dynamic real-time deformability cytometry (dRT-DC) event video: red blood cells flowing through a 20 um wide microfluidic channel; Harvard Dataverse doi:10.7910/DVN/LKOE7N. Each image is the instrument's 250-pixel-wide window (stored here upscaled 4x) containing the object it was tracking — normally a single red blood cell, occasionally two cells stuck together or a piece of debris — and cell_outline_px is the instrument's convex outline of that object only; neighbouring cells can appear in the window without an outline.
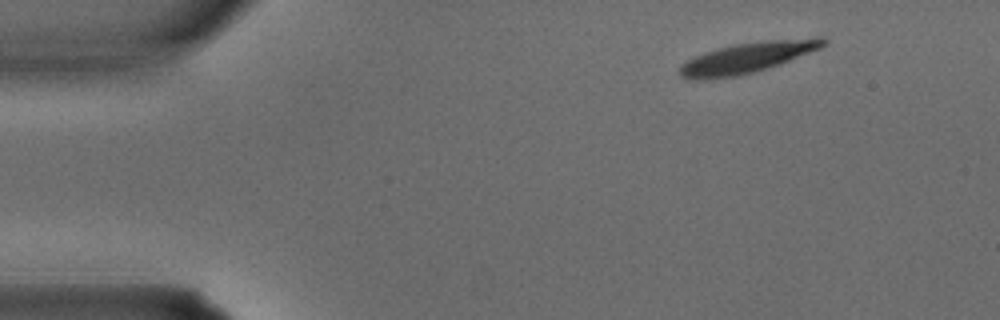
{"species": "common noctule bat (a hibernating species)", "species_latin": "Nyctalus noctula", "temperature_condition": "warm", "stored_images_in_passage": 3, "camera_frame_rate_fps": 3000, "um_per_image_px": 0.085, "animal": {"sex": "male", "body_mass_g": 15.6}, "frame": {"image": 1, "passage_image": 1, "time_ms": 0.0, "image_size_px": [1000, 320], "cell_outline_px": [[828, 44], [820, 48], [780, 64], [756, 72], [736, 76], [704, 80], [696, 80], [680, 76], [680, 64], [704, 52], [716, 48], [736, 44], [764, 40], [828, 40]], "centroid_in_image_um": [63.4, 4.94], "position_along_channel_um": 21.6, "area_um2": 24.97}}